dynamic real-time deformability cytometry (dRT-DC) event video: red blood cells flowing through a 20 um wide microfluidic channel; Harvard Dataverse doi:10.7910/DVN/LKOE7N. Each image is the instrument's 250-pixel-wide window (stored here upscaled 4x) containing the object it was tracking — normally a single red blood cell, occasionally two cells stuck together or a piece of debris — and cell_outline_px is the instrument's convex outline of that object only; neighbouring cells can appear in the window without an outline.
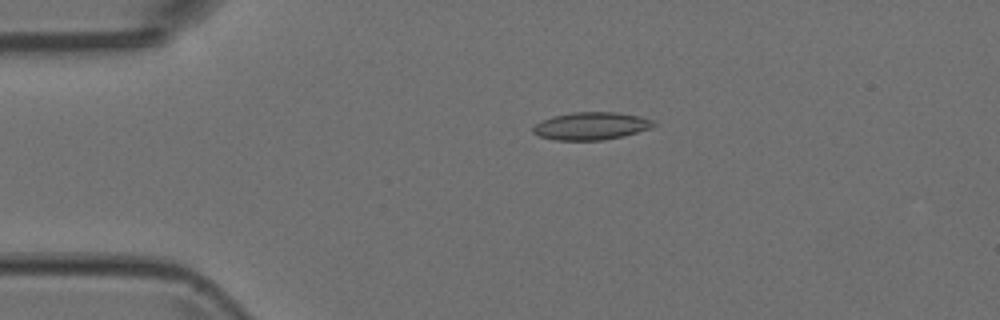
{"species": "Egyptian fruit bat (a non-hibernating species)", "species_latin": "Rousettus aegyptiacus", "temperature_condition": "room temperature", "stored_images_in_passage": 4, "camera_frame_rate_fps": 3000, "um_per_image_px": 0.085, "animal": {"sex": "female"}, "frame": {"image": 1, "passage_image": 3, "time_ms": 0.667, "image_size_px": [1000, 320], "cell_outline_px": [[656, 124], [652, 128], [624, 136], [600, 140], [556, 140], [540, 136], [532, 132], [532, 128], [540, 120], [552, 116], [572, 112], [616, 112], [640, 116], [656, 120]], "centroid_in_image_um": [50.27, 10.7], "position_along_channel_um": 34.7, "area_um2": 19.59}}